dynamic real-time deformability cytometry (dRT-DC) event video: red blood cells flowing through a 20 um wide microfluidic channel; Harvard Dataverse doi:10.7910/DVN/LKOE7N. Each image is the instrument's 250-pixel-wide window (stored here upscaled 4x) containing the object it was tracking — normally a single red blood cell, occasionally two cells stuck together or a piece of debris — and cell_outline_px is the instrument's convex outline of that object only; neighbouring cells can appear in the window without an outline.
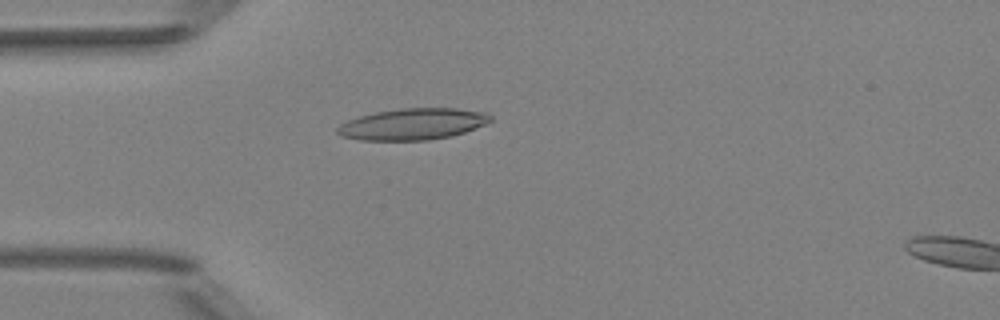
{"species": "Egyptian fruit bat (a non-hibernating species)", "species_latin": "Rousettus aegyptiacus", "temperature_condition": "room temperature", "stored_images_in_passage": 38, "camera_frame_rate_fps": 3000, "um_per_image_px": 0.085, "animal": {"sex": "female"}, "frame": {"image": 1, "passage_image": 1, "time_ms": 0.0, "image_size_px": [1000, 320], "cell_outline_px": [[492, 120], [488, 124], [452, 136], [428, 140], [360, 140], [340, 136], [336, 132], [336, 128], [340, 124], [348, 120], [360, 116], [376, 112], [400, 108], [456, 108], [488, 112], [492, 116]], "centroid_in_image_um": [35.12, 10.54], "position_along_channel_um": 49.9, "area_um2": 28.26}}
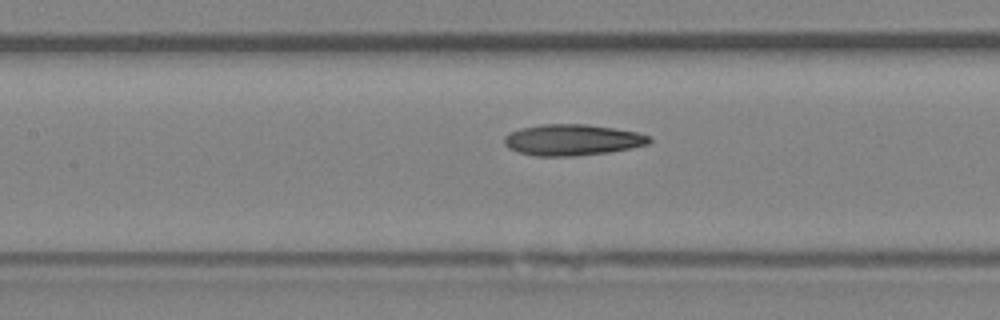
{"frame": {"image": 2, "passage_image": 10, "time_ms": 3.0, "image_size_px": [1000, 320], "cell_outline_px": [[652, 140], [648, 144], [608, 152], [576, 156], [536, 156], [516, 152], [508, 148], [504, 144], [504, 136], [520, 128], [540, 124], [584, 124], [612, 128], [636, 132], [648, 136]], "centroid_in_image_um": [48.58, 11.89], "position_along_channel_um": 158.8, "area_um2": 26.18}}
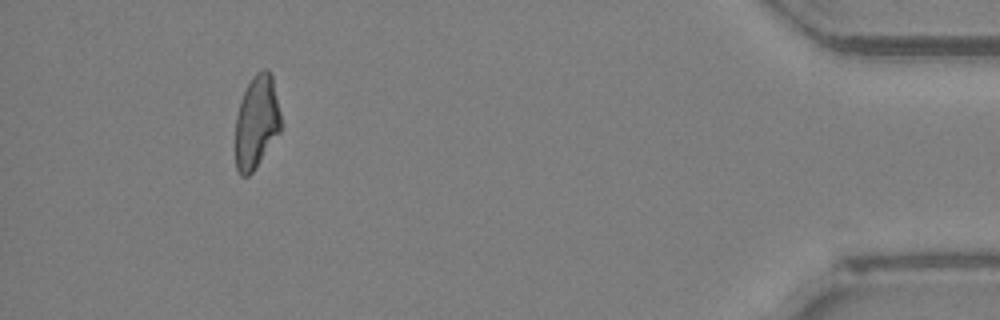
{"frame": {"image": 3, "passage_image": 34, "time_ms": 11.0, "image_size_px": [1000, 320], "cell_outline_px": [[280, 132], [252, 172], [248, 176], [240, 176], [236, 168], [236, 116], [240, 100], [252, 76], [256, 72], [264, 68], [268, 68], [272, 72], [280, 112]], "centroid_in_image_um": [21.81, 10.32], "position_along_channel_um": 413.4, "area_um2": 24.68}, "authors_computed_cell_mechanics": {"area_um2": 25.5765, "velocity_mm_per_s": 4.0001, "shape_relaxation_time_tau1_ms": null, "shape_relaxation_time_tau2_ms": 4.9762, "deformation_change_tau1": null, "deformation_change_tau2": 0.154}}